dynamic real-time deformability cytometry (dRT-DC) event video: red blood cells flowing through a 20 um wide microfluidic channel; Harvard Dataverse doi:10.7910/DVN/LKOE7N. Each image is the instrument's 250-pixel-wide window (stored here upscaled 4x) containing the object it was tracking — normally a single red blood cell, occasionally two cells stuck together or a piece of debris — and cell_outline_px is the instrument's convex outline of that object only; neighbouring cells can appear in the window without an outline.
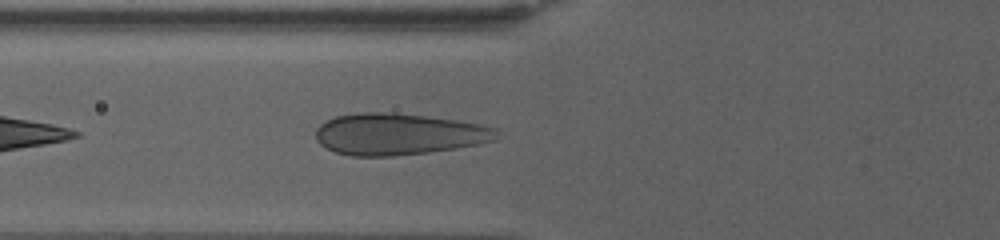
{"species": "human", "species_latin": "Homo sapiens", "temperature_condition": "warm", "stored_images_in_passage": 49, "camera_frame_rate_fps": 3000, "um_per_image_px": 0.085, "donor": {"sex": "female"}, "frame": {"image": 1, "passage_image": 5, "time_ms": 1.333, "image_size_px": [1000, 240], "cell_outline_px": [[496, 140], [456, 148], [428, 152], [392, 156], [352, 156], [336, 152], [320, 144], [316, 140], [316, 128], [320, 124], [336, 116], [360, 112], [384, 112], [424, 116], [456, 120], [480, 124], [496, 128]], "centroid_in_image_um": [33.84, 11.4], "position_along_channel_um": 92.0, "area_um2": 43.47}}
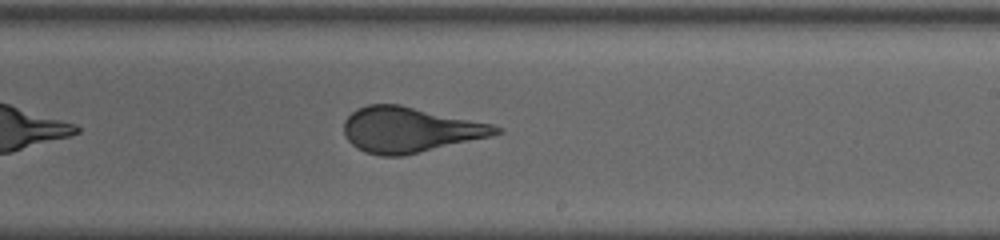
{"frame": {"image": 2, "passage_image": 22, "time_ms": 7.0, "image_size_px": [1000, 240], "cell_outline_px": [[504, 132], [492, 136], [404, 156], [380, 156], [364, 152], [356, 148], [348, 140], [344, 132], [344, 120], [356, 108], [368, 104], [400, 104], [492, 124], [504, 128]], "centroid_in_image_um": [34.84, 11.03], "position_along_channel_um": 254.2, "area_um2": 40.4}}
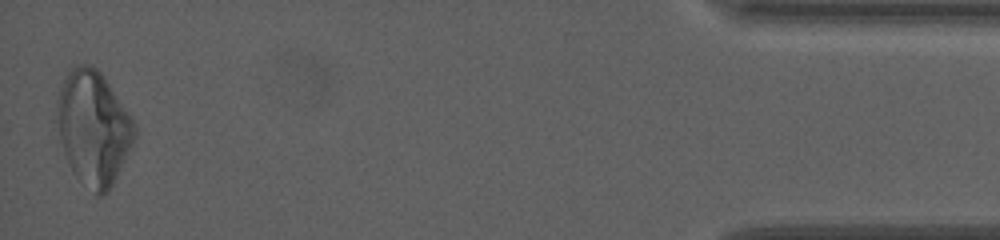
{"frame": {"image": 3, "passage_image": 48, "time_ms": 15.667, "image_size_px": [1000, 240], "cell_outline_px": [[136, 136], [108, 192], [104, 196], [96, 196], [72, 172], [68, 164], [60, 140], [56, 120], [56, 100], [60, 88], [68, 72], [76, 64], [88, 64], [96, 68], [104, 76], [132, 116], [136, 128]], "centroid_in_image_um": [7.92, 10.86], "position_along_channel_um": 427.3, "area_um2": 51.67}}